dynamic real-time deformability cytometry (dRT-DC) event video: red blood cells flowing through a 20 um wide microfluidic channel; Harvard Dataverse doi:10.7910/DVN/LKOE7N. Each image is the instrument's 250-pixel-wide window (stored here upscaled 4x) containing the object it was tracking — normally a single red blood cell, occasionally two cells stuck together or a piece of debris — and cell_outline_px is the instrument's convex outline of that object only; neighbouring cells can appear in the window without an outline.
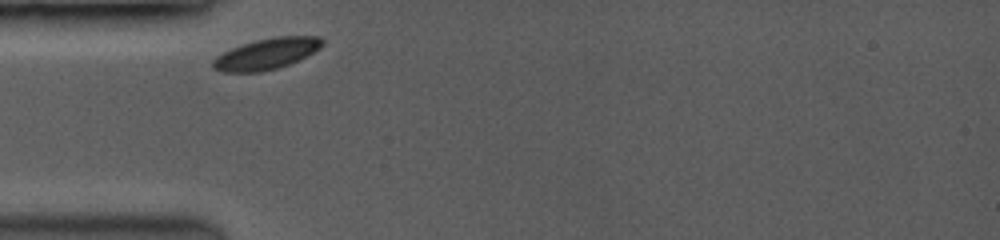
{"species": "common noctule bat (a hibernating species)", "species_latin": "Nyctalus noctula", "temperature_condition": "room temperature", "stored_images_in_passage": 22, "camera_frame_rate_fps": 3500, "um_per_image_px": 0.085, "animal": {"sex": "female", "body_mass_g": 19.0, "forearm_length_mm": 53.3}, "frame": {"image": 1, "passage_image": 1, "time_ms": 0.0, "image_size_px": [1000, 240], "cell_outline_px": [[324, 44], [320, 48], [288, 64], [276, 68], [260, 72], [224, 72], [212, 68], [212, 60], [216, 56], [232, 48], [256, 40], [276, 36], [320, 36], [324, 40]], "centroid_in_image_um": [22.64, 4.57], "position_along_channel_um": 62.4, "area_um2": 19.54}}
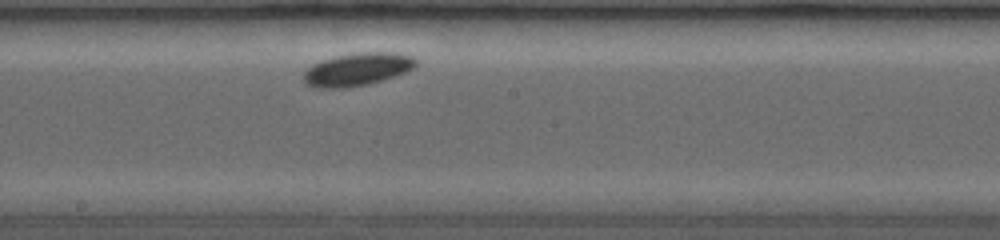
{"frame": {"image": 2, "passage_image": 9, "time_ms": 4.286, "image_size_px": [1000, 240], "cell_outline_px": [[420, 64], [404, 72], [368, 84], [340, 88], [320, 88], [308, 84], [304, 80], [304, 72], [312, 64], [320, 60], [336, 56], [356, 52], [400, 52], [412, 56]], "centroid_in_image_um": [30.39, 5.86], "position_along_channel_um": 217.8, "area_um2": 21.39}}
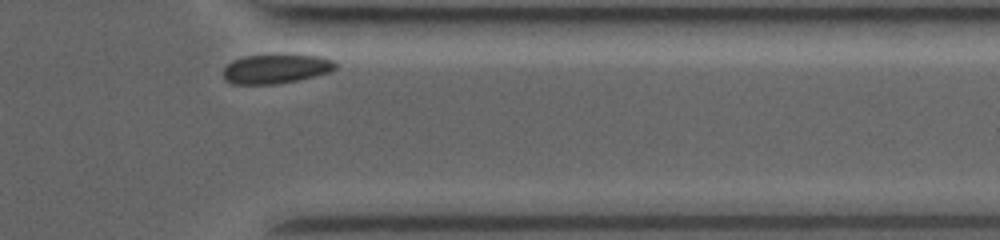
{"frame": {"image": 3, "passage_image": 22, "time_ms": 8.857, "image_size_px": [1000, 240], "cell_outline_px": [[336, 68], [328, 72], [296, 80], [276, 84], [232, 84], [224, 80], [224, 68], [228, 64], [244, 56], [324, 56], [332, 60], [336, 64]], "centroid_in_image_um": [23.43, 5.87], "position_along_channel_um": 388.0, "area_um2": 18.55}, "authors_computed_cell_mechanics": {"area_um2": 19.6809, "velocity_mm_per_s": 3.6932, "shape_relaxation_time_tau1_ms": 1.3181, "shape_relaxation_time_tau2_ms": null, "deformation_change_tau1": 0.0404, "deformation_change_tau2": null}}